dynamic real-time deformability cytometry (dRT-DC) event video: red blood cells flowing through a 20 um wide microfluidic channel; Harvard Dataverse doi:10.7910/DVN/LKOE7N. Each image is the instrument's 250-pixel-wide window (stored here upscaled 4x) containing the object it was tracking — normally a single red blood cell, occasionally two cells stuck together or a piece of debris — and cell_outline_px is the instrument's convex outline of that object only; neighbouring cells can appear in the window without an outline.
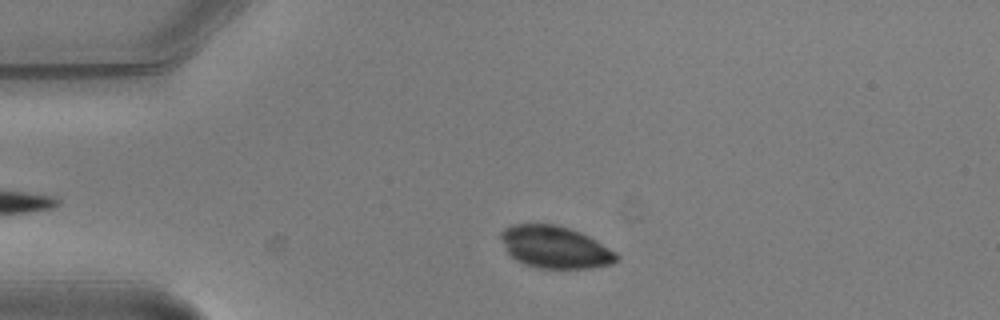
{"species": "common noctule bat (a hibernating species)", "species_latin": "Nyctalus noctula", "temperature_condition": "warm", "stored_images_in_passage": 2, "camera_frame_rate_fps": 3000, "um_per_image_px": 0.085, "animal": {"sex": "male", "body_mass_g": 20.5, "forearm_length_mm": 52.5}, "frame": {"image": 1, "passage_image": 1, "time_ms": 0.0, "image_size_px": [1000, 320], "cell_outline_px": [[620, 256], [612, 264], [588, 268], [540, 268], [524, 264], [516, 260], [508, 252], [500, 236], [500, 232], [504, 228], [512, 224], [556, 224], [580, 232], [596, 240], [616, 252]], "centroid_in_image_um": [47.18, 21.0], "position_along_channel_um": 37.8, "area_um2": 28.26}}